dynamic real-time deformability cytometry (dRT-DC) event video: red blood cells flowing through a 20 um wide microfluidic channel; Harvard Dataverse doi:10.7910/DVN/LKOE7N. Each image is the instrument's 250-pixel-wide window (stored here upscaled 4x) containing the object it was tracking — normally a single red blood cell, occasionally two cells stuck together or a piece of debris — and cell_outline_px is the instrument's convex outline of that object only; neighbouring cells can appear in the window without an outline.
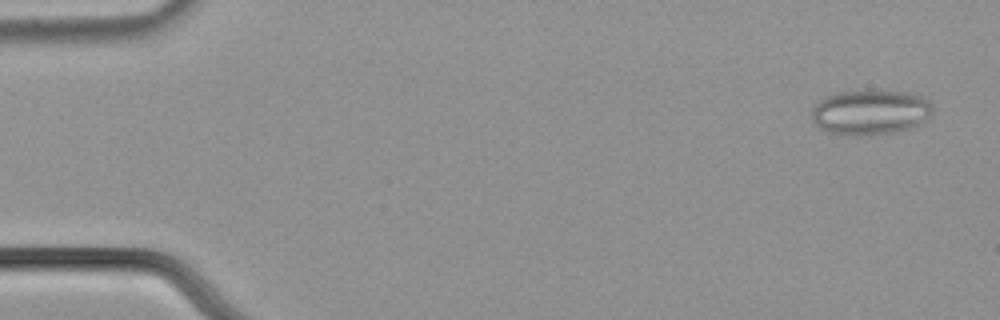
{"species": "common noctule bat (a hibernating species)", "species_latin": "Nyctalus noctula", "temperature_condition": "cold", "stored_images_in_passage": 56, "segment_of_instrument_passage": [1, 2], "camera_frame_rate_fps": 3000, "um_per_image_px": 0.085, "animal": {"sex": "male", "body_mass_g": 21.5, "forearm_length_mm": 52.0}, "frame": {"image": 1, "passage_image": 3, "time_ms": 0.667, "image_size_px": [1000, 320], "cell_outline_px": [[932, 116], [924, 124], [912, 128], [896, 132], [868, 136], [860, 136], [828, 132], [820, 128], [812, 120], [812, 108], [824, 96], [836, 92], [868, 88], [876, 88], [908, 92], [920, 96], [928, 100], [932, 108]], "centroid_in_image_um": [74.02, 9.51], "position_along_channel_um": 11.0, "area_um2": 33.0}}